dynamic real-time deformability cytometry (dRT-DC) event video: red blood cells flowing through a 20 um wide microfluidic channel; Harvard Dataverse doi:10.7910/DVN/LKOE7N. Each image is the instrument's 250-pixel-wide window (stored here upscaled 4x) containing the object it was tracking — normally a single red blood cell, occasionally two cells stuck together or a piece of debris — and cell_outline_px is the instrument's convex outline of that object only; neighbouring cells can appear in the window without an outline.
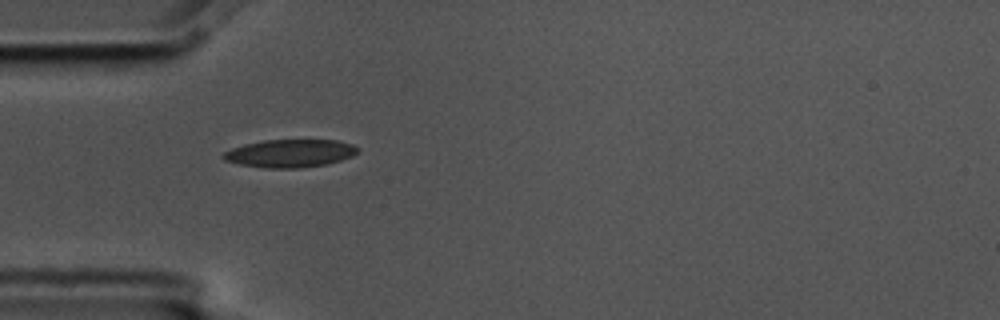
{"species": "common noctule bat (a hibernating species)", "species_latin": "Nyctalus noctula", "temperature_condition": "cold", "stored_images_in_passage": 2, "camera_frame_rate_fps": 3000, "um_per_image_px": 0.085, "animal": {"sex": "male", "body_mass_g": 17.5, "forearm_length_mm": 52.3}, "frame": {"image": 1, "passage_image": 1, "time_ms": 0.0, "image_size_px": [1000, 320], "cell_outline_px": [[360, 152], [352, 156], [328, 164], [300, 168], [268, 168], [240, 164], [224, 160], [220, 156], [224, 152], [232, 148], [244, 144], [264, 140], [336, 140], [352, 144], [360, 148]], "centroid_in_image_um": [24.67, 13.03], "position_along_channel_um": 60.3, "area_um2": 21.96}}